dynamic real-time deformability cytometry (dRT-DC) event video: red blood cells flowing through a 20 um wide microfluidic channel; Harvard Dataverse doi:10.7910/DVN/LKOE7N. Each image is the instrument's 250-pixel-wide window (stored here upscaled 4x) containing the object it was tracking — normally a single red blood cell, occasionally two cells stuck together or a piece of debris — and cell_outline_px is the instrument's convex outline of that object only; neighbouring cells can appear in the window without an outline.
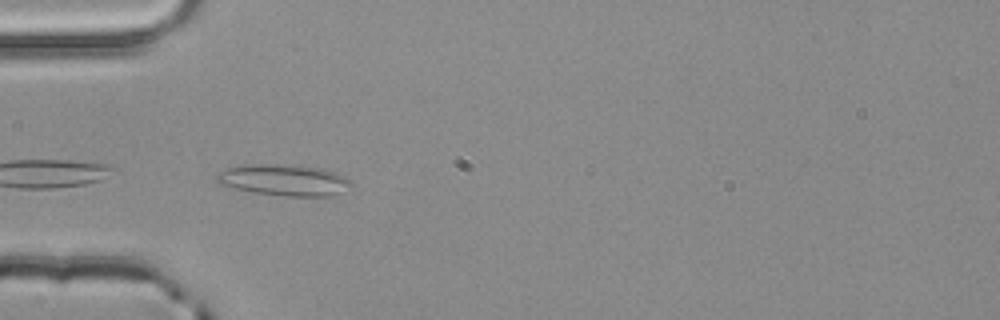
{"species": "common noctule bat (a hibernating species)", "species_latin": "Nyctalus noctula", "temperature_condition": "room temperature", "stored_images_in_passage": 3, "camera_frame_rate_fps": 3000, "um_per_image_px": 0.085, "animal": {"sex": "male", "body_mass_g": 20.4}, "frame": {"image": 1, "passage_image": 3, "time_ms": 0.667, "image_size_px": [1000, 320], "cell_outline_px": [[352, 184], [328, 196], [284, 196], [252, 192], [220, 184], [216, 180], [216, 172], [228, 168], [248, 164], [276, 164], [324, 168], [336, 172], [352, 180]], "centroid_in_image_um": [24.1, 15.29], "position_along_channel_um": 60.9, "area_um2": 24.28}}